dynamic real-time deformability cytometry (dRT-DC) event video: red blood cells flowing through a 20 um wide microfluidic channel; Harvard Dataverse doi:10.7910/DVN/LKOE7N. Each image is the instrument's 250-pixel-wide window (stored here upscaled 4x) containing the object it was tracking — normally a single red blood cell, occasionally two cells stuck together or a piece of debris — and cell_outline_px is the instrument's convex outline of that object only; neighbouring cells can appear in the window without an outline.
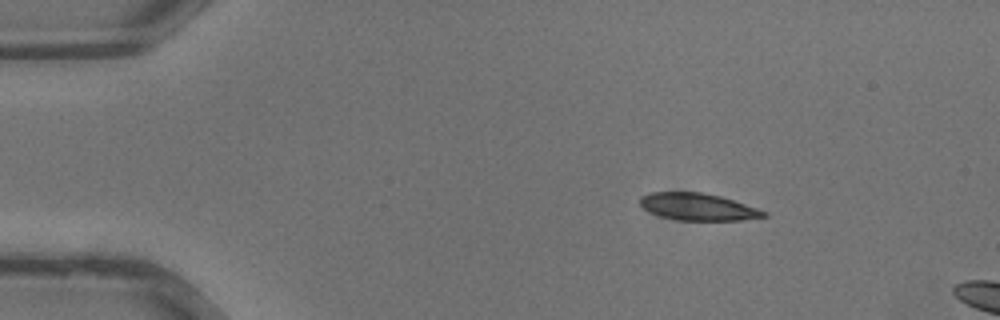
{"species": "common noctule bat (a hibernating species)", "species_latin": "Nyctalus noctula", "temperature_condition": "warm", "stored_images_in_passage": 6, "camera_frame_rate_fps": 3000, "um_per_image_px": 0.085, "animal": {"sex": "male", "body_mass_g": 13.3}, "frame": {"image": 1, "passage_image": 1, "time_ms": 0.0, "image_size_px": [1000, 320], "cell_outline_px": [[768, 216], [744, 220], [680, 220], [660, 216], [644, 208], [640, 204], [640, 196], [648, 192], [700, 192], [720, 196], [768, 212]], "centroid_in_image_um": [59.32, 17.58], "position_along_channel_um": 25.7, "area_um2": 19.36}}